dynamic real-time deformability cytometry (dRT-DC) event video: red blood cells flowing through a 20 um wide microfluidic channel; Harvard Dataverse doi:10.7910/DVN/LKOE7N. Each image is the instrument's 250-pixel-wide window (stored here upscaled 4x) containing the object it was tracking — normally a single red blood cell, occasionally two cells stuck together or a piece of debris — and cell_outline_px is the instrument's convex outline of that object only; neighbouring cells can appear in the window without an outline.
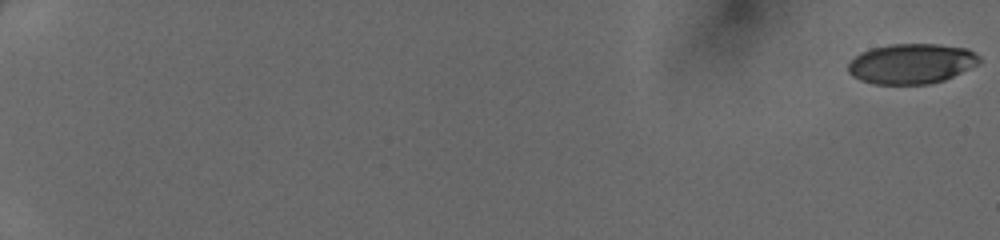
{"species": "human", "species_latin": "Homo sapiens", "temperature_condition": "cold", "stored_images_in_passage": 51, "camera_frame_rate_fps": 3000, "um_per_image_px": 0.085, "donor": {"sex": "female"}, "frame": {"image": 1, "passage_image": 1, "time_ms": 0.0, "image_size_px": [1000, 240], "cell_outline_px": [[980, 60], [976, 64], [944, 80], [928, 84], [876, 84], [860, 80], [852, 76], [848, 72], [848, 64], [860, 52], [872, 48], [888, 44], [940, 44], [968, 48], [976, 52], [980, 56]], "centroid_in_image_um": [77.46, 5.4], "position_along_channel_um": 7.5, "area_um2": 30.63}}
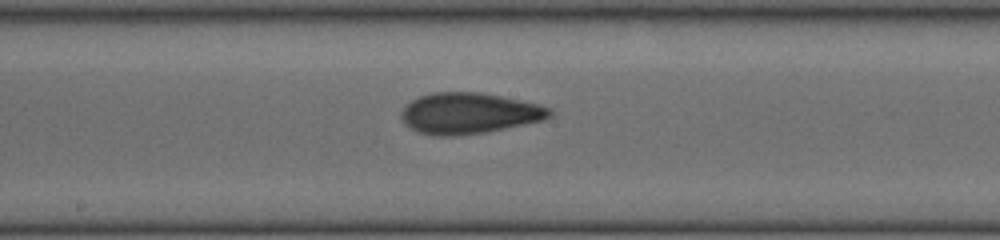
{"frame": {"image": 2, "passage_image": 31, "time_ms": 10.0, "image_size_px": [1000, 240], "cell_outline_px": [[552, 112], [548, 116], [540, 120], [484, 132], [452, 136], [432, 136], [416, 132], [404, 124], [400, 116], [400, 112], [404, 104], [420, 96], [432, 92], [480, 92], [540, 104], [548, 108]], "centroid_in_image_um": [39.75, 9.62], "position_along_channel_um": 208.5, "area_um2": 35.26}}
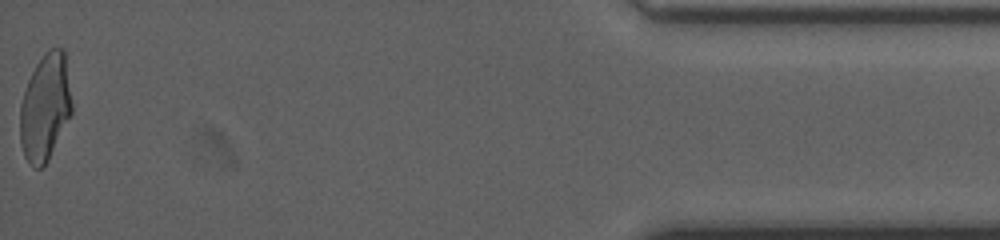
{"frame": {"image": 3, "passage_image": 51, "time_ms": 16.667, "image_size_px": [1000, 240], "cell_outline_px": [[72, 112], [48, 160], [40, 168], [32, 168], [24, 156], [20, 144], [20, 104], [28, 80], [36, 64], [44, 52], [48, 48], [64, 48], [72, 104]], "centroid_in_image_um": [3.83, 9.12], "position_along_channel_um": 431.4, "area_um2": 32.25}}